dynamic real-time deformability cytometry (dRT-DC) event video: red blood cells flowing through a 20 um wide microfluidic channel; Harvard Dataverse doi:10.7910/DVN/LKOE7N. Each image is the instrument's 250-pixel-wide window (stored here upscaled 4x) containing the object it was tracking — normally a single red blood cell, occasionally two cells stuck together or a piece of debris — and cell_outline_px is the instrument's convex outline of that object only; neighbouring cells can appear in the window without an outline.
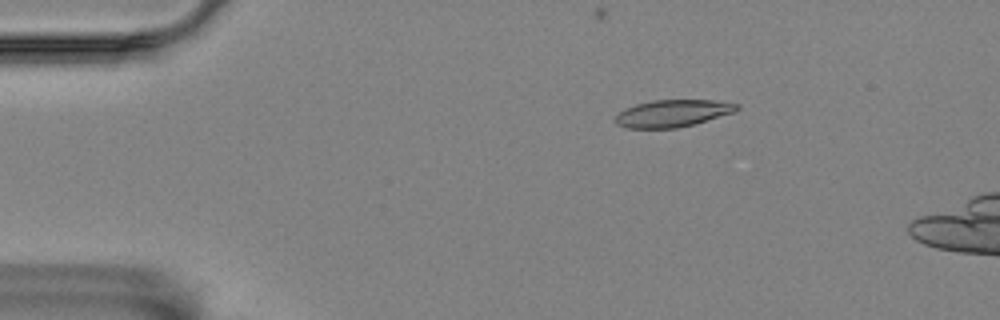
{"species": "Egyptian fruit bat (a non-hibernating species)", "species_latin": "Rousettus aegyptiacus", "temperature_condition": "room temperature", "stored_images_in_passage": 5, "camera_frame_rate_fps": 3000, "um_per_image_px": 0.085, "animal": {"sex": "female"}, "frame": {"image": 1, "passage_image": 3, "time_ms": 0.667, "image_size_px": [1000, 320], "cell_outline_px": [[740, 108], [736, 112], [692, 124], [676, 128], [628, 128], [616, 124], [612, 120], [624, 108], [636, 104], [652, 100], [712, 100], [740, 104]], "centroid_in_image_um": [57.16, 9.63], "position_along_channel_um": 27.8, "area_um2": 19.25}}